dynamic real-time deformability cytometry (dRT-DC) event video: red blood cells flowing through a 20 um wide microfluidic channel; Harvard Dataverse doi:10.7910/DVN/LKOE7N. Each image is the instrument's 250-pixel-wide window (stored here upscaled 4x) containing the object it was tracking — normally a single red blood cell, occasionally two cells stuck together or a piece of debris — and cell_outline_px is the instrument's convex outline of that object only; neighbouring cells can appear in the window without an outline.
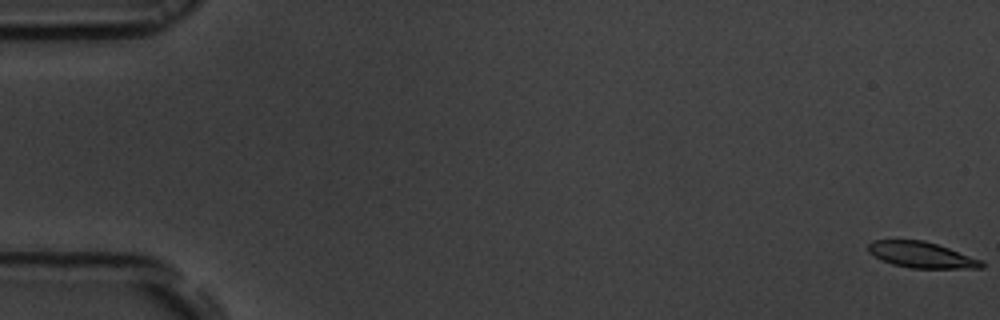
{"species": "common noctule bat (a hibernating species)", "species_latin": "Nyctalus noctula", "temperature_condition": "room temperature", "stored_images_in_passage": 56, "camera_frame_rate_fps": 3000, "um_per_image_px": 0.085, "animal": {"sex": "male", "body_mass_g": 19.5, "forearm_length_mm": 54.6}, "frame": {"image": 1, "passage_image": 1, "time_ms": 0.0, "image_size_px": [1000, 320], "cell_outline_px": [[984, 268], [912, 268], [892, 264], [880, 260], [872, 256], [868, 252], [868, 244], [872, 240], [924, 240], [984, 260]], "centroid_in_image_um": [78.31, 21.66], "position_along_channel_um": 6.7, "area_um2": 17.28}}
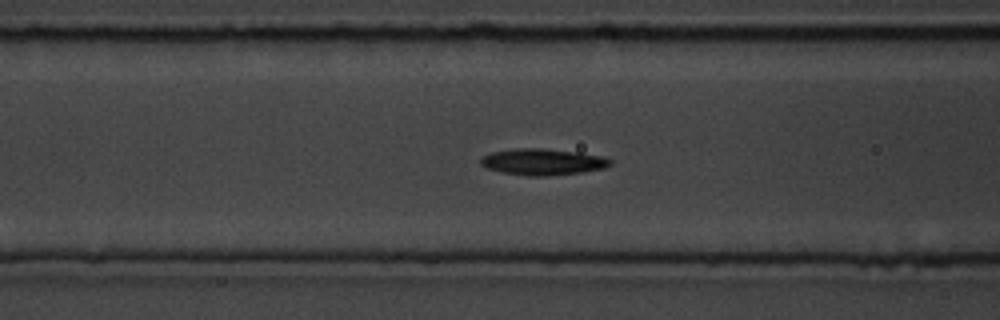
{"frame": {"image": 2, "passage_image": 23, "time_ms": 7.333, "image_size_px": [1000, 320], "cell_outline_px": [[612, 164], [604, 168], [580, 172], [544, 176], [528, 176], [504, 172], [484, 168], [480, 164], [480, 160], [484, 156], [492, 152], [516, 148], [540, 148], [580, 152], [604, 156], [612, 160]], "centroid_in_image_um": [46.14, 13.75], "position_along_channel_um": 120.5, "area_um2": 19.88}}
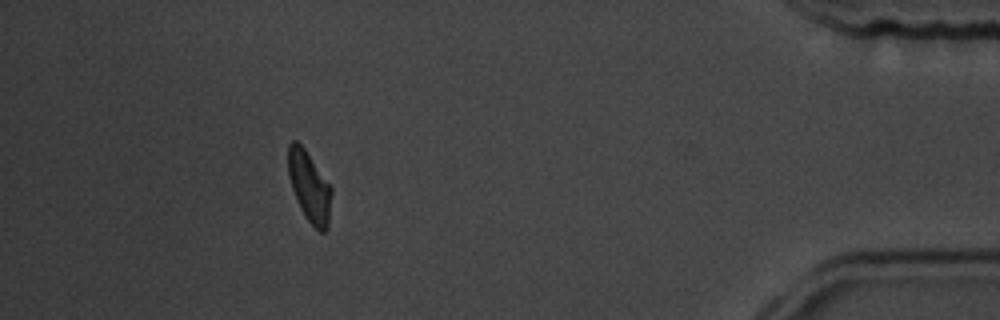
{"frame": {"image": 3, "passage_image": 51, "time_ms": 16.667, "image_size_px": [1000, 320], "cell_outline_px": [[332, 192], [328, 228], [324, 232], [320, 232], [304, 216], [300, 208], [292, 188], [288, 176], [288, 144], [292, 140], [296, 140], [304, 148], [332, 188]], "centroid_in_image_um": [26.29, 15.87], "position_along_channel_um": 408.9, "area_um2": 17.69}, "authors_computed_cell_mechanics": {"area_um2": 18.5827, "velocity_mm_per_s": 3.6756, "shape_relaxation_time_tau1_ms": 2.9463, "shape_relaxation_time_tau2_ms": 5.3799, "deformation_change_tau1": 0.1322, "deformation_change_tau2": 0.1014}}